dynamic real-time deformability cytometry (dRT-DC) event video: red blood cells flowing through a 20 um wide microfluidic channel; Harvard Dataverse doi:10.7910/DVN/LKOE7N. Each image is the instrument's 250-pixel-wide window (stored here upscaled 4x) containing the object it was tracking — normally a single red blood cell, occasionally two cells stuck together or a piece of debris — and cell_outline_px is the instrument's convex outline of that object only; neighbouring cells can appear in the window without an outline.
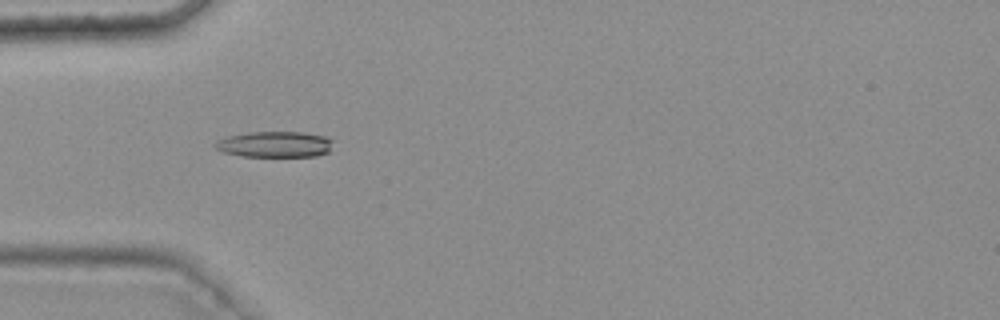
{"species": "common noctule bat (a hibernating species)", "species_latin": "Nyctalus noctula", "temperature_condition": "warm", "stored_images_in_passage": 47, "camera_frame_rate_fps": 3000, "um_per_image_px": 0.085, "animal": {"sex": "female", "body_mass_g": 25.1}, "frame": {"image": 1, "passage_image": 16, "time_ms": 5.0, "image_size_px": [1000, 320], "cell_outline_px": [[332, 140], [328, 152], [316, 156], [240, 156], [224, 152], [216, 148], [212, 144], [216, 140], [228, 136], [248, 132], [300, 132], [324, 136]], "centroid_in_image_um": [23.3, 12.27], "position_along_channel_um": 61.7, "area_um2": 17.69}}
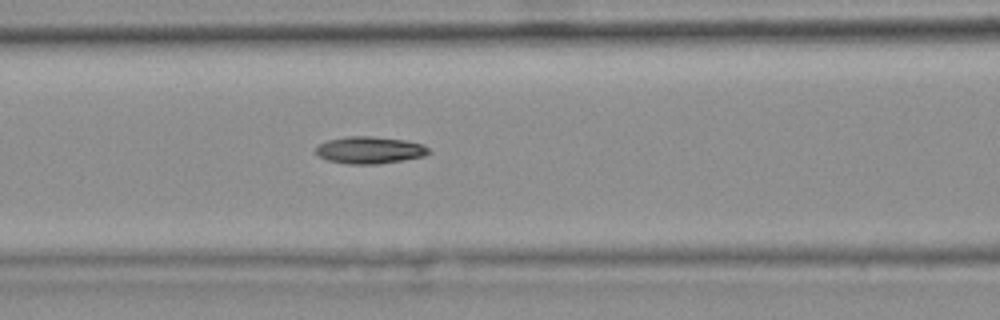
{"frame": {"image": 2, "passage_image": 22, "time_ms": 7.0, "image_size_px": [1000, 320], "cell_outline_px": [[432, 152], [424, 156], [404, 160], [376, 164], [348, 164], [328, 160], [320, 156], [316, 152], [316, 148], [320, 144], [328, 140], [348, 136], [372, 136], [404, 140], [424, 144]], "centroid_in_image_um": [31.47, 12.75], "position_along_channel_um": 135.1, "area_um2": 17.74}}
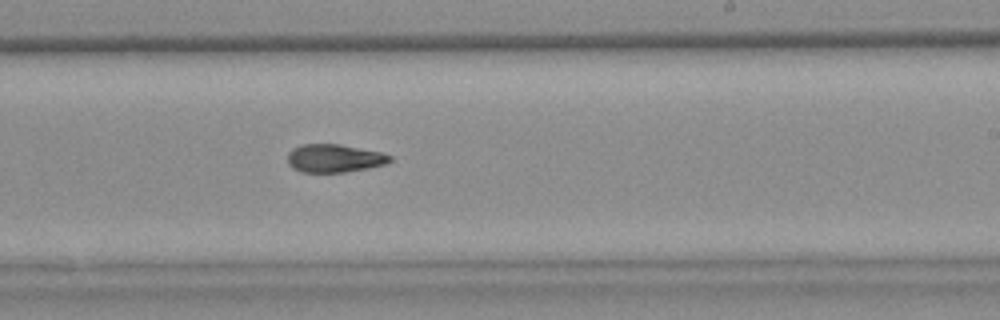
{"frame": {"image": 3, "passage_image": 32, "time_ms": 10.333, "image_size_px": [1000, 320], "cell_outline_px": [[392, 160], [384, 164], [368, 168], [344, 172], [304, 172], [292, 168], [288, 164], [288, 152], [292, 148], [300, 144], [340, 144], [384, 152], [392, 156]], "centroid_in_image_um": [28.42, 13.44], "position_along_channel_um": 260.6, "area_um2": 16.94}, "authors_computed_cell_mechanics": {"area_um2": 17.5712, "velocity_mm_per_s": 3.776, "shape_relaxation_time_tau1_ms": null, "shape_relaxation_time_tau2_ms": 7.0605, "deformation_change_tau1": null, "deformation_change_tau2": 0.1474}}